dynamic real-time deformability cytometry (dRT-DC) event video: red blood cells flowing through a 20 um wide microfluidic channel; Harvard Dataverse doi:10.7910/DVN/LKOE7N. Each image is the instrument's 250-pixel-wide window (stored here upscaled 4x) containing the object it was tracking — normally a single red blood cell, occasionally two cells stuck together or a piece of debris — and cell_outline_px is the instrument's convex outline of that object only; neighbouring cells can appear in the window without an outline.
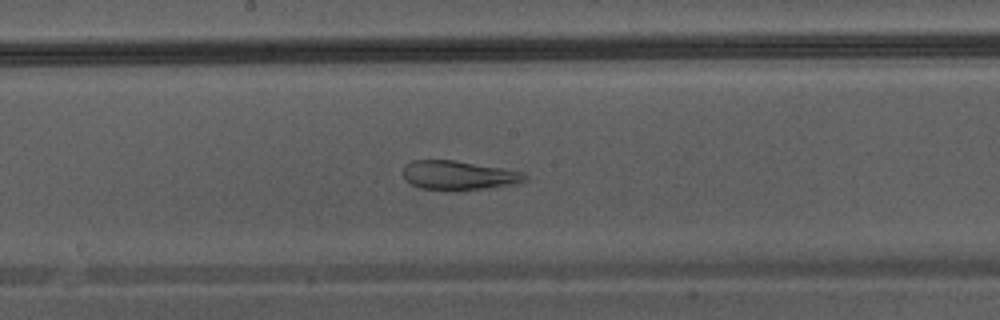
{"species": "Egyptian fruit bat (a non-hibernating species)", "species_latin": "Rousettus aegyptiacus", "temperature_condition": "warm", "stored_images_in_passage": 35, "camera_frame_rate_fps": 3000, "um_per_image_px": 0.085, "animal": {"sex": "male"}, "frame": {"image": 1, "passage_image": 14, "time_ms": 4.333, "image_size_px": [1000, 320], "cell_outline_px": [[528, 180], [520, 184], [484, 188], [420, 188], [404, 180], [404, 164], [412, 160], [456, 160], [524, 172], [528, 176]], "centroid_in_image_um": [39.03, 14.87], "position_along_channel_um": 209.2, "area_um2": 20.29}}
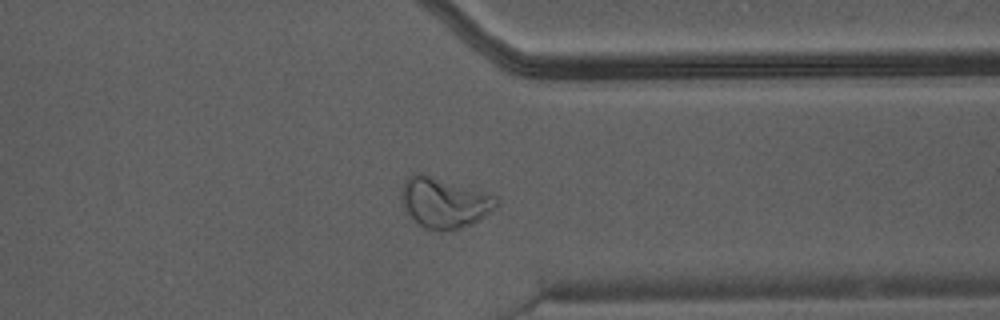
{"frame": {"image": 2, "passage_image": 25, "time_ms": 8.0, "image_size_px": [1000, 320], "cell_outline_px": [[496, 208], [472, 224], [448, 232], [440, 232], [428, 228], [420, 224], [404, 208], [400, 196], [400, 192], [404, 180], [408, 176], [416, 172], [420, 172], [492, 192], [496, 196]], "centroid_in_image_um": [37.78, 17.19], "position_along_channel_um": 373.6, "area_um2": 28.38}}
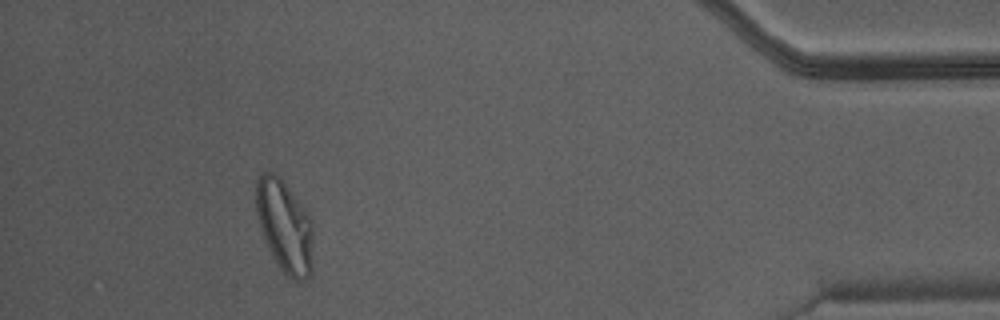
{"frame": {"image": 3, "passage_image": 31, "time_ms": 10.0, "image_size_px": [1000, 320], "cell_outline_px": [[312, 272], [308, 280], [292, 280], [280, 268], [272, 256], [268, 248], [260, 228], [256, 212], [256, 180], [264, 172], [276, 172], [308, 212], [312, 228]], "centroid_in_image_um": [24.19, 19.24], "position_along_channel_um": 411.0, "area_um2": 30.81}}